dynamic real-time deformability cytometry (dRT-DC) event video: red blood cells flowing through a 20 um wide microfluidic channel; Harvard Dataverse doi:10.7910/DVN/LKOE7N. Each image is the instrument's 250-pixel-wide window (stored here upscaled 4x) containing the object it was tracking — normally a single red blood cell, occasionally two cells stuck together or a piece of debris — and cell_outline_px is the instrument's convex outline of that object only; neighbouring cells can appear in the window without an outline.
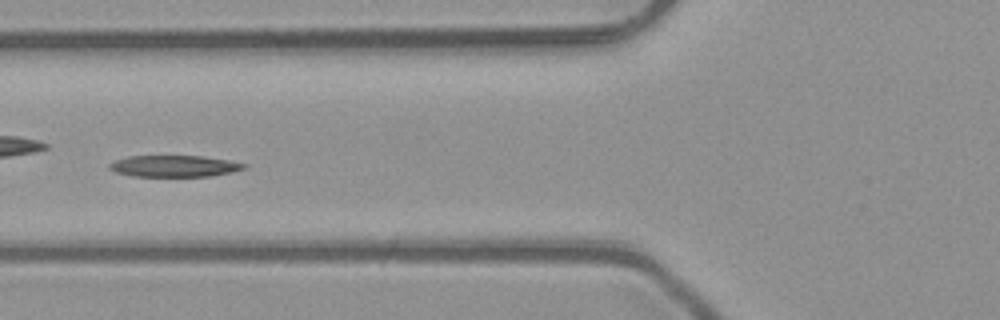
{"species": "common noctule bat (a hibernating species)", "species_latin": "Nyctalus noctula", "temperature_condition": "room temperature", "stored_images_in_passage": 42, "camera_frame_rate_fps": 3000, "um_per_image_px": 0.085, "animal": {"sex": "male", "body_mass_g": 23.1, "forearm_length_mm": 52.7}, "frame": {"image": 1, "passage_image": 11, "time_ms": 3.333, "image_size_px": [1000, 320], "cell_outline_px": [[248, 168], [232, 172], [212, 176], [132, 176], [116, 172], [108, 168], [108, 164], [116, 160], [128, 156], [204, 156], [228, 160], [248, 164]], "centroid_in_image_um": [14.85, 14.12], "position_along_channel_um": 110.9, "area_um2": 16.94}}
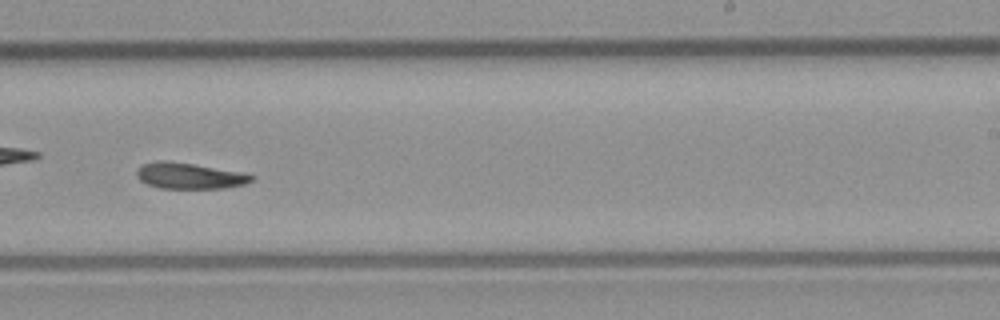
{"frame": {"image": 2, "passage_image": 23, "time_ms": 7.333, "image_size_px": [1000, 320], "cell_outline_px": [[256, 176], [252, 180], [244, 184], [224, 188], [160, 188], [148, 184], [140, 180], [136, 176], [136, 168], [144, 164], [156, 160], [164, 160], [192, 164], [244, 172]], "centroid_in_image_um": [16.09, 14.94], "position_along_channel_um": 272.9, "area_um2": 17.4}}
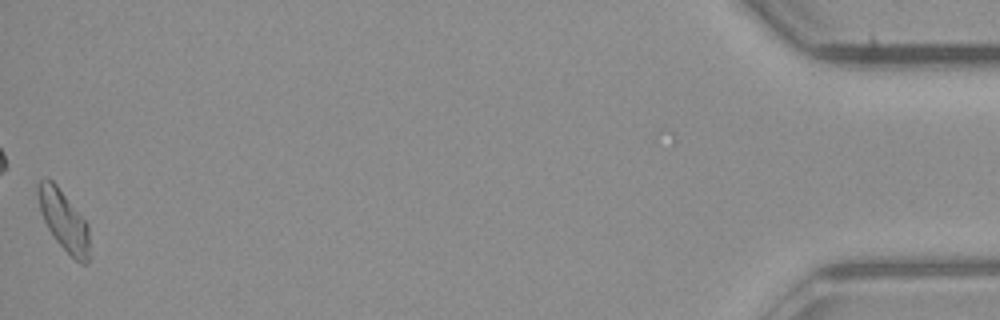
{"frame": {"image": 3, "passage_image": 42, "time_ms": 13.667, "image_size_px": [1000, 320], "cell_outline_px": [[88, 264], [80, 264], [56, 240], [48, 228], [44, 220], [40, 208], [36, 192], [36, 184], [40, 180], [52, 180], [56, 184], [88, 224]], "centroid_in_image_um": [5.4, 18.73], "position_along_channel_um": 429.8, "area_um2": 17.63}, "authors_computed_cell_mechanics": {"area_um2": 17.8602, "velocity_mm_per_s": 4.0472, "shape_relaxation_time_tau1_ms": 7.162, "shape_relaxation_time_tau2_ms": 6.8468, "deformation_change_tau1": 0.1939, "deformation_change_tau2": 0.1674}}